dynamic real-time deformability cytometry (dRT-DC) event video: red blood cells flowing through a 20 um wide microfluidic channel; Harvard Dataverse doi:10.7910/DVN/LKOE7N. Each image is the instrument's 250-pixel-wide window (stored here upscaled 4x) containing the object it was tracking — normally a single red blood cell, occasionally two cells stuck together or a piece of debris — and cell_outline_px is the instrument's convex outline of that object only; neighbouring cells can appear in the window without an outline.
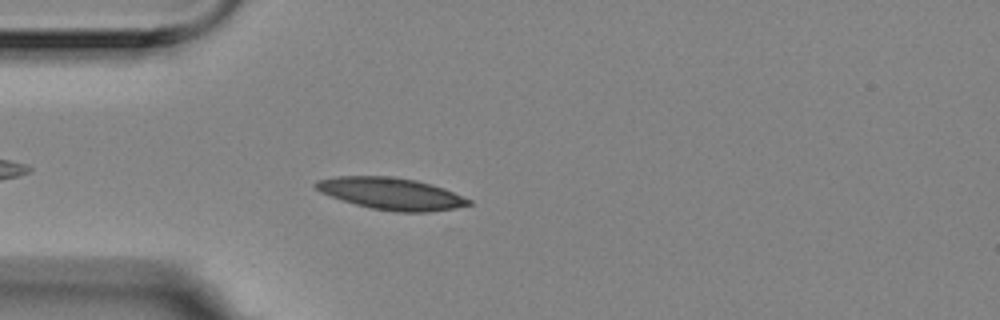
{"species": "Egyptian fruit bat (a non-hibernating species)", "species_latin": "Rousettus aegyptiacus", "temperature_condition": "room temperature", "stored_images_in_passage": 47, "camera_frame_rate_fps": 3000, "um_per_image_px": 0.085, "animal": {"sex": "female"}, "frame": {"image": 1, "passage_image": 6, "time_ms": 1.667, "image_size_px": [1000, 320], "cell_outline_px": [[472, 204], [452, 208], [428, 212], [396, 212], [372, 208], [356, 204], [320, 192], [312, 184], [316, 180], [336, 176], [392, 176], [416, 180], [432, 184], [444, 188], [472, 200]], "centroid_in_image_um": [33.25, 16.44], "position_along_channel_um": 51.8, "area_um2": 28.32}}
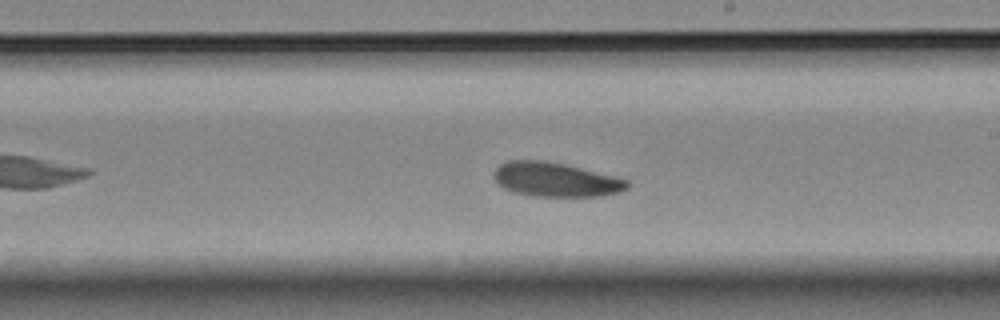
{"frame": {"image": 2, "passage_image": 23, "time_ms": 7.333, "image_size_px": [1000, 320], "cell_outline_px": [[632, 184], [628, 188], [620, 192], [600, 196], [532, 196], [512, 192], [504, 188], [492, 176], [492, 172], [500, 164], [508, 160], [544, 160], [564, 164], [628, 180]], "centroid_in_image_um": [47.2, 15.27], "position_along_channel_um": 241.8, "area_um2": 26.59}}
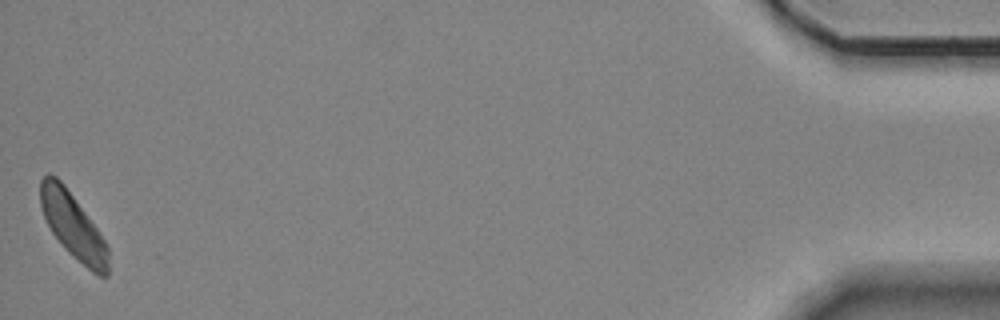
{"frame": {"image": 3, "passage_image": 47, "time_ms": 15.333, "image_size_px": [1000, 320], "cell_outline_px": [[108, 276], [100, 276], [92, 272], [72, 256], [64, 248], [52, 232], [40, 208], [40, 180], [48, 172], [56, 176], [64, 184], [96, 228], [104, 240], [108, 248]], "centroid_in_image_um": [6.18, 19.19], "position_along_channel_um": 429.0, "area_um2": 25.55}, "authors_computed_cell_mechanics": {"area_um2": 26.7614, "velocity_mm_per_s": 3.4951, "shape_relaxation_time_tau1_ms": 3.7098, "shape_relaxation_time_tau2_ms": null, "deformation_change_tau1": 0.091, "deformation_change_tau2": null}}